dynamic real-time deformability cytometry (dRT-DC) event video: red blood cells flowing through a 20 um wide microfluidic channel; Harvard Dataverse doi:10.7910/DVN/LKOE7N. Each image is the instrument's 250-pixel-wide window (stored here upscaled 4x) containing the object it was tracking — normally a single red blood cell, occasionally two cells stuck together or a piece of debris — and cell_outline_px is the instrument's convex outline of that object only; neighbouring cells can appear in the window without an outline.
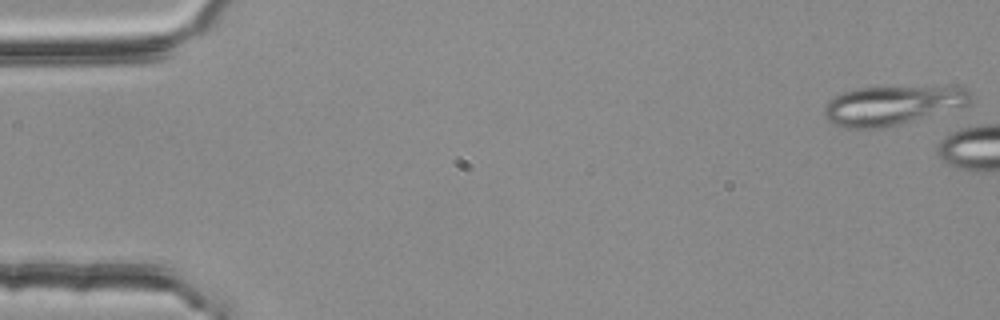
{"species": "common noctule bat (a hibernating species)", "species_latin": "Nyctalus noctula", "temperature_condition": "room temperature", "stored_images_in_passage": 6, "camera_frame_rate_fps": 3000, "um_per_image_px": 0.085, "animal": {"sex": "female", "body_mass_g": 25.1}, "frame": {"image": 1, "passage_image": 1, "time_ms": 0.0, "image_size_px": [1000, 320], "cell_outline_px": [[968, 104], [900, 124], [876, 128], [844, 128], [832, 124], [824, 120], [824, 108], [828, 100], [832, 96], [856, 88], [964, 88], [968, 92]], "centroid_in_image_um": [75.65, 8.99], "position_along_channel_um": 9.4, "area_um2": 32.37}}